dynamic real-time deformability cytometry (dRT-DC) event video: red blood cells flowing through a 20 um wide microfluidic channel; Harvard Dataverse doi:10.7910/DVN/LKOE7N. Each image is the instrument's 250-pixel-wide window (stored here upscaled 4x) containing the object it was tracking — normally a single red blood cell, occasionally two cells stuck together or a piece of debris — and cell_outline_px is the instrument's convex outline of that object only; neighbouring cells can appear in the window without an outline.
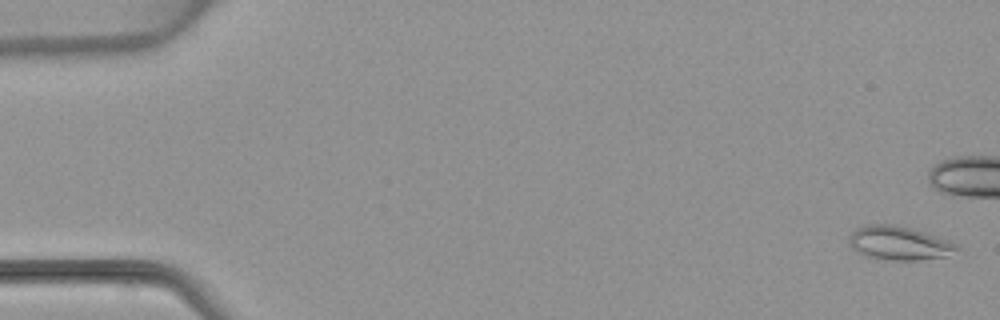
{"species": "common noctule bat (a hibernating species)", "species_latin": "Nyctalus noctula", "temperature_condition": "warm", "stored_images_in_passage": 6, "camera_frame_rate_fps": 3000, "um_per_image_px": 0.085, "animal": {"sex": "female", "body_mass_g": 22.7, "forearm_length_mm": 54.2}, "frame": {"image": 1, "passage_image": 1, "time_ms": 0.0, "image_size_px": [1000, 320], "cell_outline_px": [[960, 248], [944, 256], [920, 260], [892, 260], [864, 256], [852, 248], [848, 244], [848, 236], [856, 228], [868, 224], [892, 224], [924, 232], [936, 236], [956, 244]], "centroid_in_image_um": [76.34, 20.66], "position_along_channel_um": 8.7, "area_um2": 20.98}}